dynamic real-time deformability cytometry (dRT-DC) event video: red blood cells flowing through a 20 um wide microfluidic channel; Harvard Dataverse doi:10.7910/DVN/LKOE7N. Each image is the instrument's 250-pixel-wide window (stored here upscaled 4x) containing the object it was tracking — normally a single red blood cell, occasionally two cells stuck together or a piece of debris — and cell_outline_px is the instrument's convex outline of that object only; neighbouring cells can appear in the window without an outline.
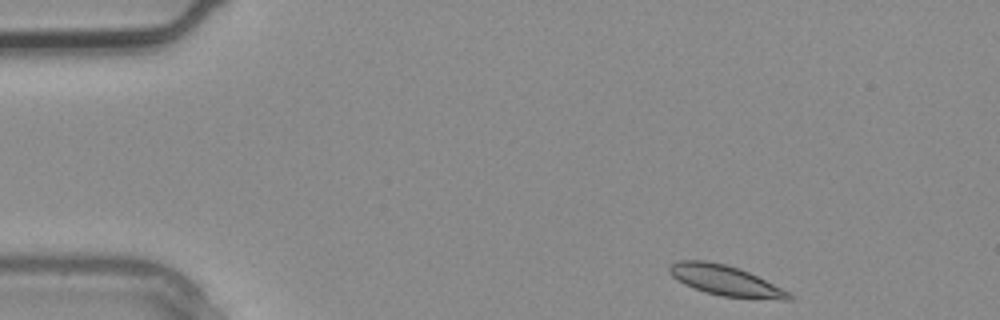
{"species": "common noctule bat (a hibernating species)", "species_latin": "Nyctalus noctula", "temperature_condition": "warm", "stored_images_in_passage": 2, "camera_frame_rate_fps": 3000, "um_per_image_px": 0.085, "animal": {"sex": "male", "body_mass_g": 20.4}, "frame": {"image": 1, "passage_image": 1, "time_ms": 0.0, "image_size_px": [1000, 320], "cell_outline_px": [[792, 300], [780, 300], [720, 296], [704, 292], [692, 288], [676, 280], [668, 272], [668, 264], [676, 260], [708, 260], [740, 268], [788, 292], [792, 296]], "centroid_in_image_um": [61.57, 23.83], "position_along_channel_um": 23.4, "area_um2": 21.21}}